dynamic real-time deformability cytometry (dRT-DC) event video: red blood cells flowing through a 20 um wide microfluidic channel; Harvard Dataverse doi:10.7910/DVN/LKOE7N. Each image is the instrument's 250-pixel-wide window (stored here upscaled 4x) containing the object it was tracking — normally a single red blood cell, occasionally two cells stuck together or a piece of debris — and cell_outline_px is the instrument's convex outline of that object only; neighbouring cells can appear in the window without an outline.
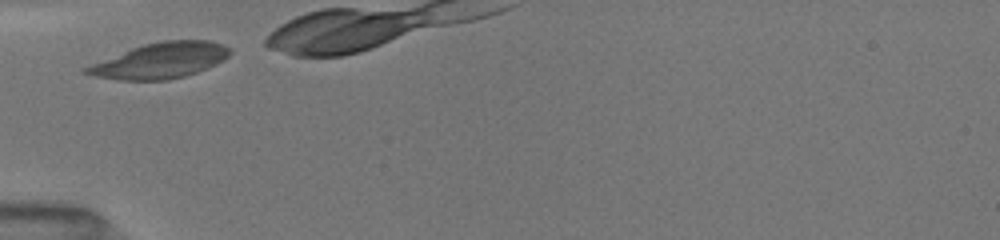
{"species": "common noctule bat (a hibernating species)", "species_latin": "Nyctalus noctula", "temperature_condition": "room temperature", "stored_images_in_passage": 7, "camera_frame_rate_fps": 3000, "um_per_image_px": 0.085, "animal": {"sex": "female", "body_mass_g": 19.5, "forearm_length_mm": 54.1}, "frame": {"image": 1, "passage_image": 1, "time_ms": 0.0, "image_size_px": [1000, 240], "cell_outline_px": [[232, 52], [224, 60], [216, 64], [196, 72], [184, 76], [168, 80], [116, 80], [96, 76], [80, 72], [84, 68], [92, 64], [132, 48], [144, 44], [164, 40], [208, 40], [220, 44], [228, 48]], "centroid_in_image_um": [13.62, 5.15], "position_along_channel_um": 71.4, "area_um2": 29.42}}